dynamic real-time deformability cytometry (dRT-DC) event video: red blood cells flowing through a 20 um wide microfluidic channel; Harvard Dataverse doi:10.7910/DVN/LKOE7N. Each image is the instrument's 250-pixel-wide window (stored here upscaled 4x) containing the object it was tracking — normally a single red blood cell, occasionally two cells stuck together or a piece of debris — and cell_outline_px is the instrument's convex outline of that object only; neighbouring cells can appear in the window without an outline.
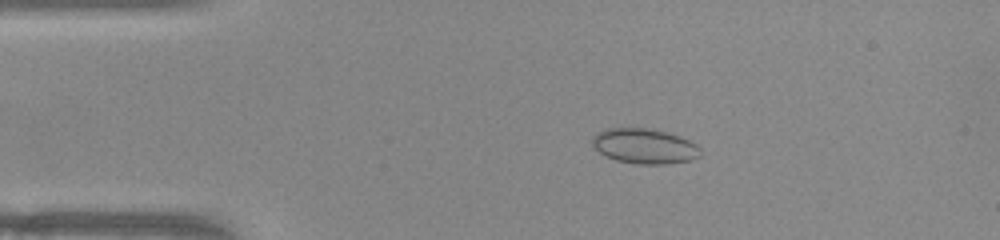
{"species": "common noctule bat (a hibernating species)", "species_latin": "Nyctalus noctula", "temperature_condition": "warm", "stored_images_in_passage": 42, "camera_frame_rate_fps": 3000, "um_per_image_px": 0.085, "animal": {"sex": "female", "body_mass_g": 22.0, "forearm_length_mm": 56.7}, "frame": {"image": 1, "passage_image": 1, "time_ms": 0.0, "image_size_px": [1000, 240], "cell_outline_px": [[700, 156], [692, 160], [664, 164], [636, 164], [616, 160], [604, 156], [592, 144], [592, 136], [596, 132], [608, 128], [648, 128], [668, 132], [680, 136], [696, 144], [700, 148]], "centroid_in_image_um": [54.77, 12.42], "position_along_channel_um": 30.2, "area_um2": 22.25}}
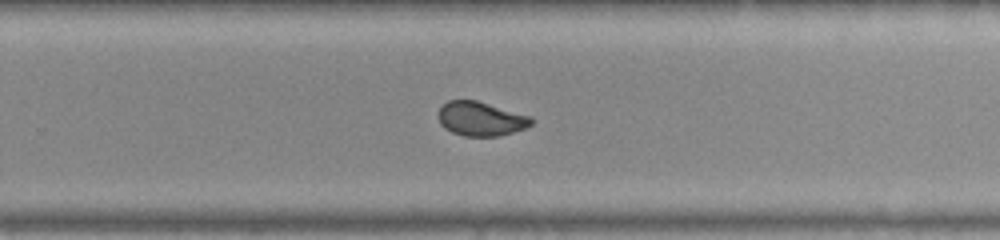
{"frame": {"image": 2, "passage_image": 24, "time_ms": 7.667, "image_size_px": [1000, 240], "cell_outline_px": [[532, 124], [528, 128], [500, 136], [464, 136], [452, 132], [444, 128], [440, 124], [440, 108], [448, 100], [476, 100], [532, 116]], "centroid_in_image_um": [40.91, 10.11], "position_along_channel_um": 288.9, "area_um2": 18.55}}
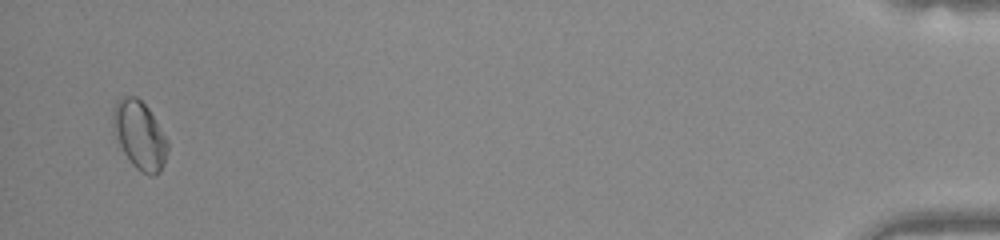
{"frame": {"image": 3, "passage_image": 41, "time_ms": 13.333, "image_size_px": [1000, 240], "cell_outline_px": [[168, 152], [164, 164], [160, 172], [156, 176], [148, 176], [140, 172], [132, 164], [124, 152], [120, 144], [112, 124], [112, 112], [116, 100], [124, 96], [136, 96], [148, 108], [168, 140]], "centroid_in_image_um": [11.88, 11.51], "position_along_channel_um": 423.3, "area_um2": 21.73}, "authors_computed_cell_mechanics": {"area_um2": 19.2474, "velocity_mm_per_s": 3.962, "shape_relaxation_time_tau1_ms": null, "shape_relaxation_time_tau2_ms": 1.4813, "deformation_change_tau1": null, "deformation_change_tau2": 0.0398}}